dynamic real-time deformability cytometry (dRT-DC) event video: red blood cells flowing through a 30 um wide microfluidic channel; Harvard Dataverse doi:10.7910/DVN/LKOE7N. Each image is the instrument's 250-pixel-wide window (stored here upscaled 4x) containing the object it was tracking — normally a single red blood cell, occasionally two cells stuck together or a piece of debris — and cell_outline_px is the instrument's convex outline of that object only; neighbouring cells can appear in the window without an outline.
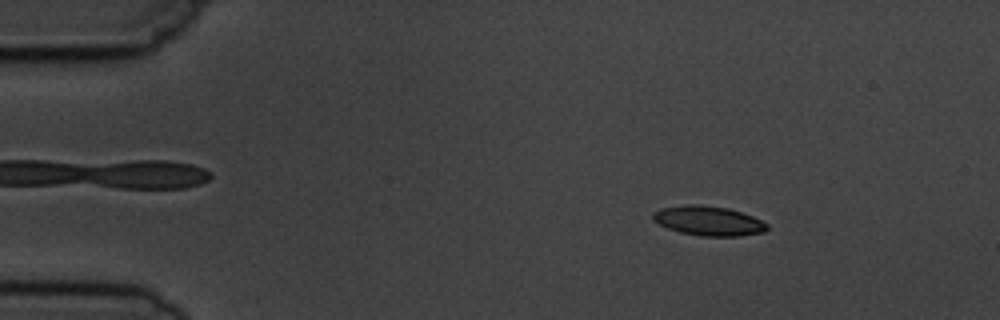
{"species": "common noctule bat (a hibernating species)", "species_latin": "Nyctalus noctula", "temperature_condition": "cold", "stored_images_in_passage": 8, "camera_frame_rate_fps": 3000, "um_per_image_px": 0.085, "animal": {"sex": "male", "body_mass_g": 19.5, "forearm_length_mm": 54.6}, "frame": {"image": 1, "passage_image": 2, "time_ms": 1.333, "image_size_px": [1000, 320], "cell_outline_px": [[768, 228], [764, 232], [740, 236], [700, 236], [680, 232], [668, 228], [652, 220], [652, 212], [660, 208], [688, 204], [696, 204], [728, 208], [752, 216], [768, 224]], "centroid_in_image_um": [60.2, 18.77], "position_along_channel_um": 24.8, "area_um2": 19.65}}
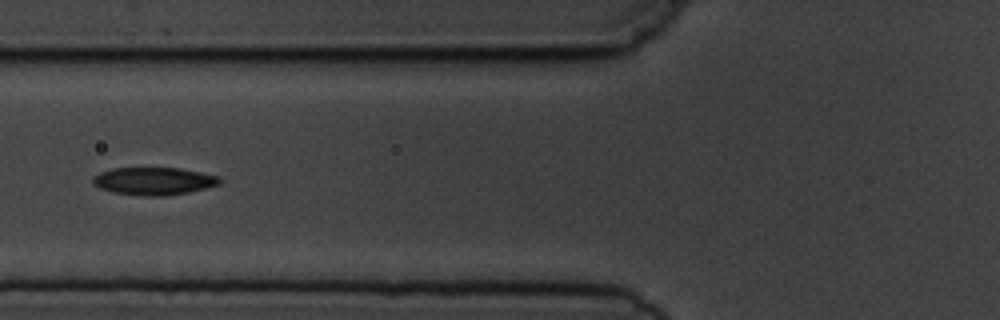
{"frame": {"image": 2, "passage_image": 5, "time_ms": 5.667, "image_size_px": [1000, 320], "cell_outline_px": [[220, 184], [188, 192], [164, 196], [144, 196], [112, 192], [100, 188], [92, 184], [92, 176], [100, 172], [112, 168], [180, 168], [220, 176]], "centroid_in_image_um": [13.04, 15.39], "position_along_channel_um": 112.8, "area_um2": 20.46}}
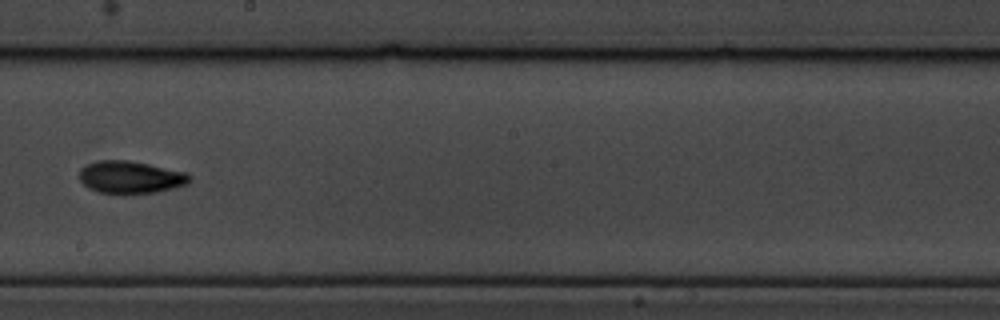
{"frame": {"image": 3, "passage_image": 8, "time_ms": 9.0, "image_size_px": [1000, 320], "cell_outline_px": [[192, 176], [188, 184], [156, 192], [124, 196], [96, 192], [88, 188], [80, 180], [80, 168], [88, 164], [100, 160], [128, 160], [188, 172]], "centroid_in_image_um": [11.1, 15.1], "position_along_channel_um": 237.1, "area_um2": 21.39}}